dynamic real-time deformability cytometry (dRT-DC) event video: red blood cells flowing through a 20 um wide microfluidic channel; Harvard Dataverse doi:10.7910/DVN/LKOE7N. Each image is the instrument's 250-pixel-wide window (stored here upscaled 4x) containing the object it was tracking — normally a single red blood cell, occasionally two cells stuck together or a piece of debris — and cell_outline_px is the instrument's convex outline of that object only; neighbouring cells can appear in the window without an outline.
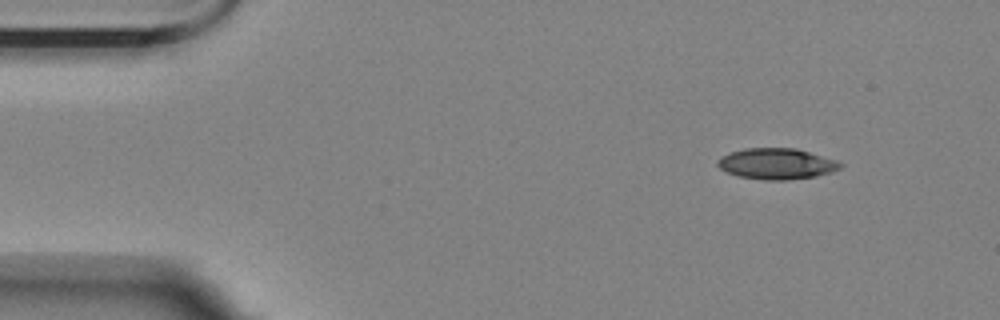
{"species": "Egyptian fruit bat (a non-hibernating species)", "species_latin": "Rousettus aegyptiacus", "temperature_condition": "room temperature", "stored_images_in_passage": 52, "camera_frame_rate_fps": 3000, "um_per_image_px": 0.085, "animal": {"sex": "female"}, "frame": {"image": 1, "passage_image": 1, "time_ms": 0.0, "image_size_px": [1000, 320], "cell_outline_px": [[844, 164], [840, 168], [832, 172], [816, 176], [788, 180], [764, 180], [740, 176], [728, 172], [720, 168], [716, 164], [716, 160], [720, 156], [744, 148], [796, 148], [836, 160]], "centroid_in_image_um": [66.01, 13.92], "position_along_channel_um": 19.0, "area_um2": 22.14}}
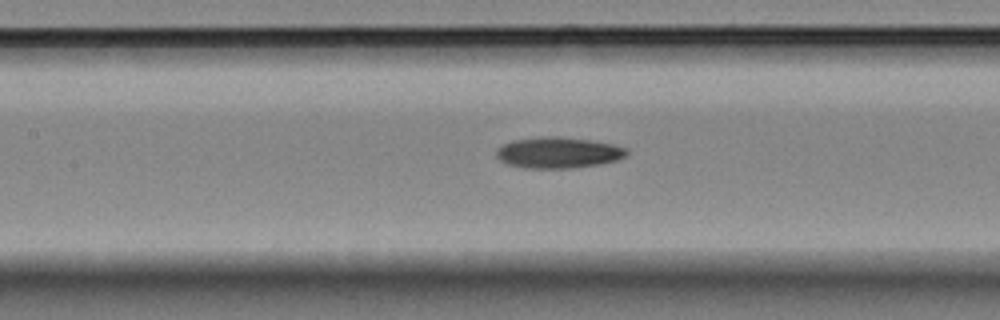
{"frame": {"image": 2, "passage_image": 20, "time_ms": 6.333, "image_size_px": [1000, 320], "cell_outline_px": [[628, 156], [616, 160], [596, 164], [572, 168], [524, 168], [508, 164], [500, 160], [496, 156], [496, 148], [512, 140], [540, 136], [556, 136], [588, 140], [612, 144], [628, 148]], "centroid_in_image_um": [47.43, 12.97], "position_along_channel_um": 160.0, "area_um2": 23.58}}
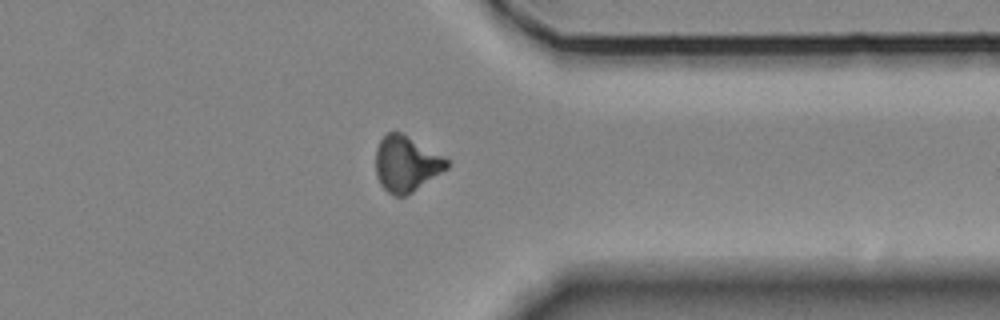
{"frame": {"image": 3, "passage_image": 39, "time_ms": 12.667, "image_size_px": [1000, 320], "cell_outline_px": [[452, 164], [448, 168], [412, 192], [404, 196], [396, 196], [388, 192], [380, 184], [376, 176], [376, 148], [380, 140], [388, 132], [400, 132], [448, 160]], "centroid_in_image_um": [34.51, 13.94], "position_along_channel_um": 376.9, "area_um2": 22.66}, "authors_computed_cell_mechanics": {"area_um2": 22.8599, "velocity_mm_per_s": 3.5033, "shape_relaxation_time_tau1_ms": 9.0965, "shape_relaxation_time_tau2_ms": null, "deformation_change_tau1": 0.1828, "deformation_change_tau2": null}}